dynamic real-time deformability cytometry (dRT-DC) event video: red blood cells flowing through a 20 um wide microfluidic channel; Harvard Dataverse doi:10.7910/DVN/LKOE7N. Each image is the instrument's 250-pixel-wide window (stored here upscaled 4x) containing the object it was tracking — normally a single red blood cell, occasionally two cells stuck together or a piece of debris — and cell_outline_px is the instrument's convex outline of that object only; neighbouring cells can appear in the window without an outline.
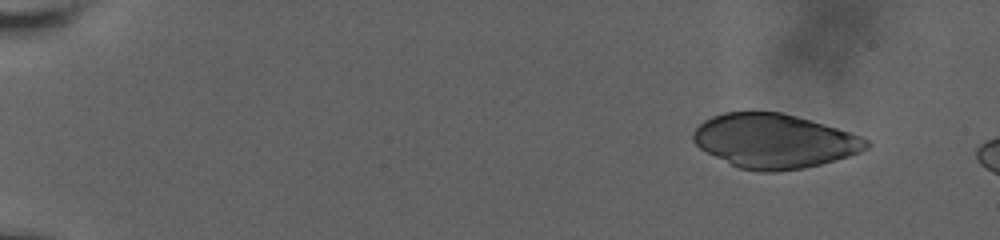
{"species": "human", "species_latin": "Homo sapiens", "temperature_condition": "room temperature", "stored_images_in_passage": 21, "camera_frame_rate_fps": 3000, "um_per_image_px": 0.085, "donor": {"sex": "male"}, "frame": {"image": 1, "passage_image": 1, "time_ms": 0.0, "image_size_px": [1000, 240], "cell_outline_px": [[868, 148], [860, 152], [836, 160], [804, 168], [776, 172], [760, 172], [740, 168], [700, 148], [692, 140], [692, 132], [704, 120], [712, 116], [724, 112], [780, 112], [796, 116], [836, 128], [860, 136], [868, 140]], "centroid_in_image_um": [65.8, 11.99], "position_along_channel_um": 19.2, "area_um2": 54.22}}